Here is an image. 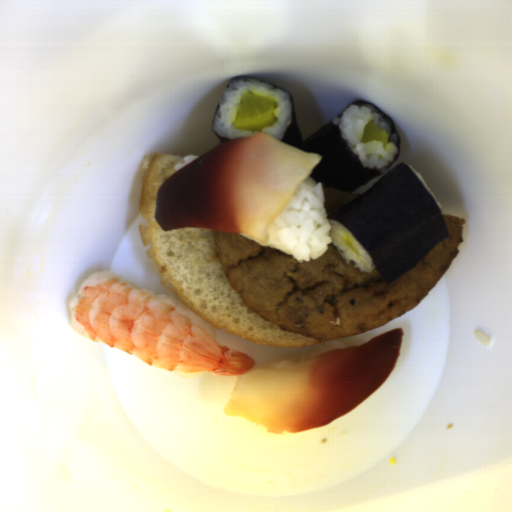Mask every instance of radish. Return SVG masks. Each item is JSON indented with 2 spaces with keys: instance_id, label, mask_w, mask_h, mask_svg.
<instances>
[{
  "instance_id": "3",
  "label": "radish",
  "mask_w": 512,
  "mask_h": 512,
  "mask_svg": "<svg viewBox=\"0 0 512 512\" xmlns=\"http://www.w3.org/2000/svg\"><path fill=\"white\" fill-rule=\"evenodd\" d=\"M344 244L347 245L355 255H357L358 257L360 256L358 251L355 249V247L351 244V242L347 238L345 239Z\"/></svg>"
},
{
  "instance_id": "2",
  "label": "radish",
  "mask_w": 512,
  "mask_h": 512,
  "mask_svg": "<svg viewBox=\"0 0 512 512\" xmlns=\"http://www.w3.org/2000/svg\"><path fill=\"white\" fill-rule=\"evenodd\" d=\"M390 135L384 128H379L373 121L366 124L360 142L366 144L369 142H382L386 148L389 143Z\"/></svg>"
},
{
  "instance_id": "1",
  "label": "radish",
  "mask_w": 512,
  "mask_h": 512,
  "mask_svg": "<svg viewBox=\"0 0 512 512\" xmlns=\"http://www.w3.org/2000/svg\"><path fill=\"white\" fill-rule=\"evenodd\" d=\"M273 99L252 95L243 91L233 126L235 129L257 132L274 123L275 108Z\"/></svg>"
}]
</instances>
